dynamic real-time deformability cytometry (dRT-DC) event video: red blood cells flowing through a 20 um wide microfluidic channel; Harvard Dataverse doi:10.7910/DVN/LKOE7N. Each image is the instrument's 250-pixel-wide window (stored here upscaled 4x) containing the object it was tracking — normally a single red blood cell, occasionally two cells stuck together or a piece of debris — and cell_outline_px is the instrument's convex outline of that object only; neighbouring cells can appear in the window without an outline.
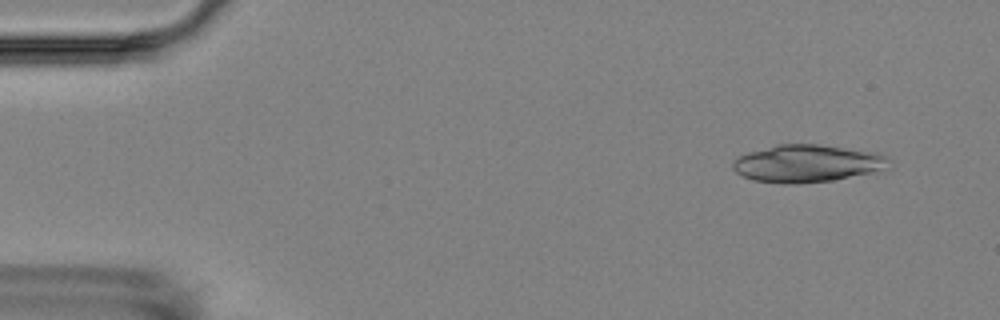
{"species": "Egyptian fruit bat (a non-hibernating species)", "species_latin": "Rousettus aegyptiacus", "temperature_condition": "room temperature", "stored_images_in_passage": 4, "camera_frame_rate_fps": 3000, "um_per_image_px": 0.085, "animal": {"sex": "female"}, "frame": {"image": 1, "passage_image": 1, "time_ms": 0.0, "image_size_px": [1000, 320], "cell_outline_px": [[892, 168], [888, 172], [832, 180], [796, 184], [784, 184], [752, 180], [736, 172], [732, 168], [732, 160], [748, 152], [776, 144], [820, 144], [880, 152], [888, 156]], "centroid_in_image_um": [68.76, 13.9], "position_along_channel_um": 16.2, "area_um2": 35.26}}